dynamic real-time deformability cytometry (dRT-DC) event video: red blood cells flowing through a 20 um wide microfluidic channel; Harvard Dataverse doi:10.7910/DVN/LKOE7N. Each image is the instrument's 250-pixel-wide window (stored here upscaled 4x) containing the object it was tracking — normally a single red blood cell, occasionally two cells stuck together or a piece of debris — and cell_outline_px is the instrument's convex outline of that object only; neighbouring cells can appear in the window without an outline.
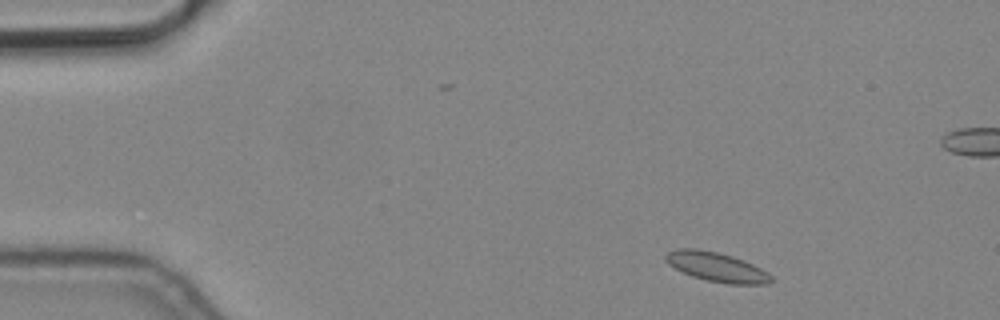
{"species": "common noctule bat (a hibernating species)", "species_latin": "Nyctalus noctula", "temperature_condition": "cold", "stored_images_in_passage": 6, "camera_frame_rate_fps": 3000, "um_per_image_px": 0.085, "animal": {"sex": "male", "body_mass_g": 19.2, "forearm_length_mm": 51.8}, "frame": {"image": 1, "passage_image": 1, "time_ms": 0.0, "image_size_px": [1000, 320], "cell_outline_px": [[772, 280], [768, 284], [728, 284], [708, 280], [692, 276], [668, 264], [664, 260], [664, 256], [668, 252], [676, 248], [696, 248], [716, 252], [732, 256], [744, 260], [768, 272], [772, 276]], "centroid_in_image_um": [60.9, 22.68], "position_along_channel_um": 24.1, "area_um2": 17.98}}
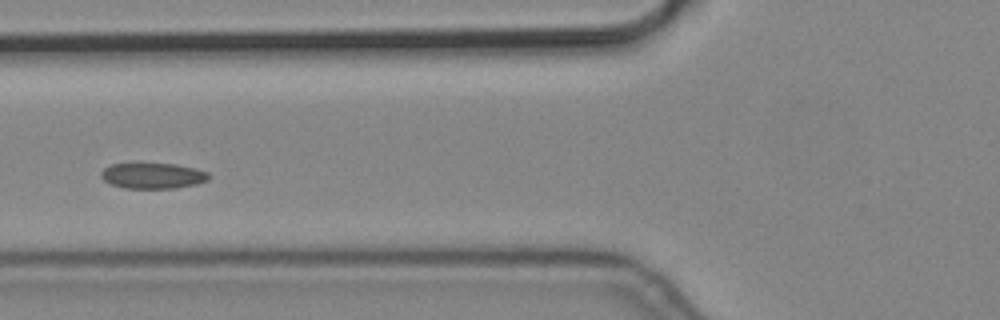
{"frame": {"image": 2, "passage_image": 5, "time_ms": 1.333, "image_size_px": [1000, 320], "cell_outline_px": [[208, 180], [196, 184], [176, 188], [124, 188], [112, 184], [104, 180], [100, 176], [100, 172], [104, 168], [112, 164], [176, 164], [196, 168], [208, 172]], "centroid_in_image_um": [12.99, 14.94], "position_along_channel_um": 112.8, "area_um2": 16.01}}
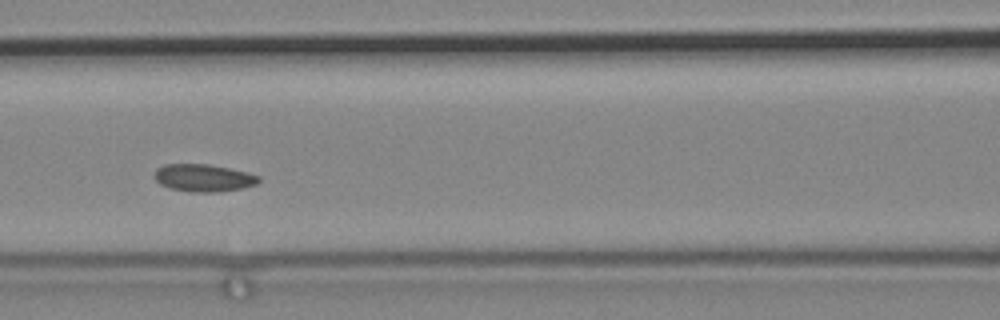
{"frame": {"image": 3, "passage_image": 6, "time_ms": 1.667, "image_size_px": [1000, 320], "cell_outline_px": [[260, 180], [256, 184], [244, 188], [216, 192], [192, 192], [172, 188], [160, 184], [152, 176], [156, 168], [164, 164], [208, 164], [248, 172], [260, 176]], "centroid_in_image_um": [17.29, 15.11], "position_along_channel_um": 149.3, "area_um2": 16.76}}